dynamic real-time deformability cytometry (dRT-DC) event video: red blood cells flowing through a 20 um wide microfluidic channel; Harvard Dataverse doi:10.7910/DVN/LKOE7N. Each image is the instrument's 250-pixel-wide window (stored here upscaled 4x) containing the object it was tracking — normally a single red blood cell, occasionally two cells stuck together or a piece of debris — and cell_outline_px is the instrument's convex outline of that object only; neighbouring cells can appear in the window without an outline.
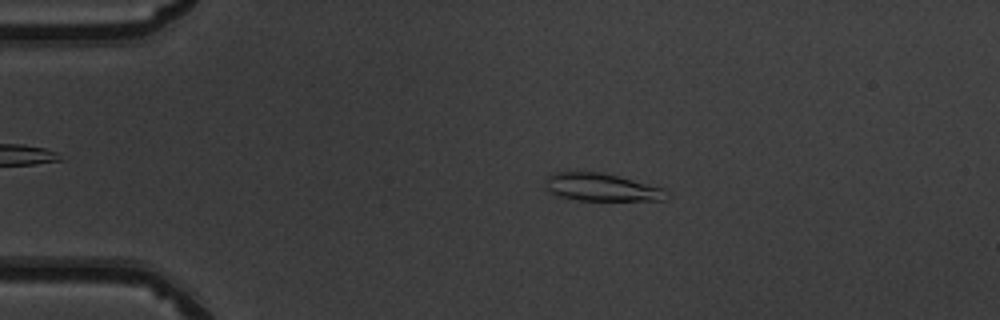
{"species": "common noctule bat (a hibernating species)", "species_latin": "Nyctalus noctula", "temperature_condition": "warm", "stored_images_in_passage": 49, "camera_frame_rate_fps": 3000, "um_per_image_px": 0.085, "animal": {"sex": "male", "body_mass_g": 19.5, "forearm_length_mm": 54.6}, "frame": {"image": 1, "passage_image": 9, "time_ms": 2.667, "image_size_px": [1000, 320], "cell_outline_px": [[668, 196], [664, 200], [576, 200], [552, 196], [544, 188], [548, 176], [556, 172], [568, 168], [600, 172], [664, 188], [668, 192]], "centroid_in_image_um": [50.99, 15.89], "position_along_channel_um": 34.0, "area_um2": 20.23}}
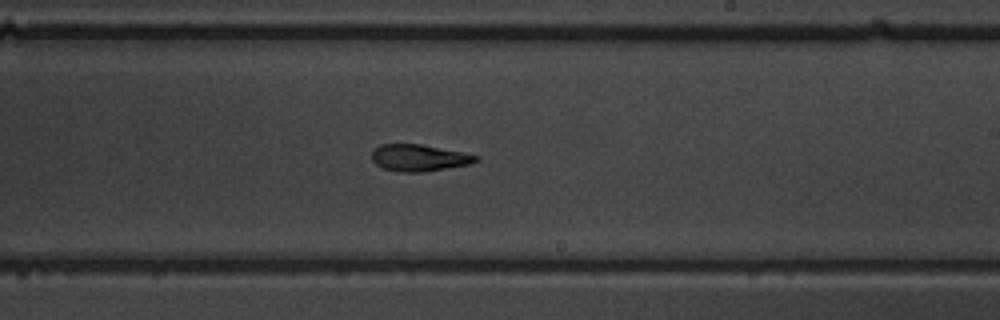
{"frame": {"image": 2, "passage_image": 29, "time_ms": 9.333, "image_size_px": [1000, 320], "cell_outline_px": [[480, 160], [468, 164], [424, 172], [400, 172], [384, 168], [376, 164], [372, 160], [372, 152], [380, 144], [420, 144], [464, 152], [480, 156]], "centroid_in_image_um": [35.64, 13.41], "position_along_channel_um": 253.4, "area_um2": 16.18}}
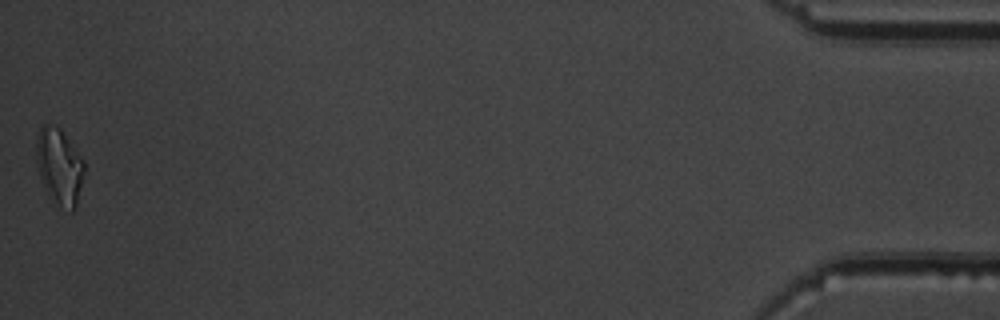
{"frame": {"image": 3, "passage_image": 49, "time_ms": 16.0, "image_size_px": [1000, 320], "cell_outline_px": [[84, 172], [76, 208], [72, 212], [52, 200], [40, 176], [36, 160], [36, 140], [40, 128], [44, 124], [48, 124], [60, 128], [84, 160]], "centroid_in_image_um": [5.05, 14.13], "position_along_channel_um": 430.1, "area_um2": 20.98}, "authors_computed_cell_mechanics": {"area_um2": 17.2822, "velocity_mm_per_s": 4.0234, "shape_relaxation_time_tau1_ms": null, "shape_relaxation_time_tau2_ms": 3.264, "deformation_change_tau1": null, "deformation_change_tau2": 0.1129}}